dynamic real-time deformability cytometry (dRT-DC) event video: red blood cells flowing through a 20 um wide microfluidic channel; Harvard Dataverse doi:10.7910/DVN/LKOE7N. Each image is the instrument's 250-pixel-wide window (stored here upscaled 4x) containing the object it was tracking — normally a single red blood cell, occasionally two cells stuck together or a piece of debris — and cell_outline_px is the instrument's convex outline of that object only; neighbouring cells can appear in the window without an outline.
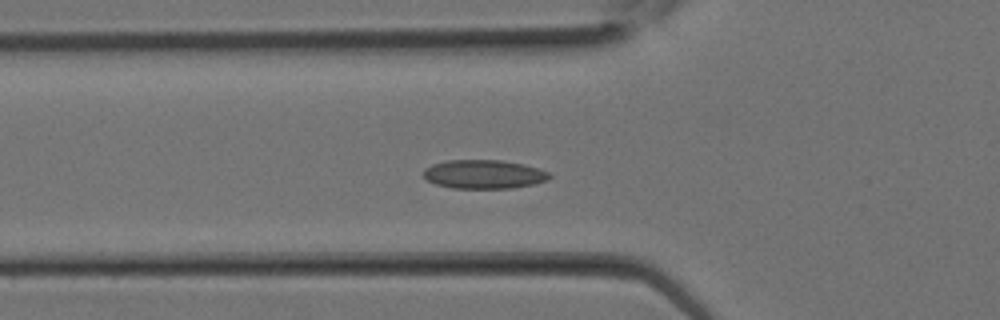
{"species": "Egyptian fruit bat (a non-hibernating species)", "species_latin": "Rousettus aegyptiacus", "temperature_condition": "room temperature", "stored_images_in_passage": 19, "camera_frame_rate_fps": 3000, "um_per_image_px": 0.085, "animal": {"sex": "female"}, "frame": {"image": 1, "passage_image": 10, "time_ms": 3.0, "image_size_px": [1000, 320], "cell_outline_px": [[552, 176], [548, 180], [536, 184], [512, 188], [452, 188], [436, 184], [428, 180], [424, 176], [424, 168], [432, 164], [448, 160], [500, 160], [524, 164], [548, 172]], "centroid_in_image_um": [41.14, 14.81], "position_along_channel_um": 84.7, "area_um2": 21.15}}
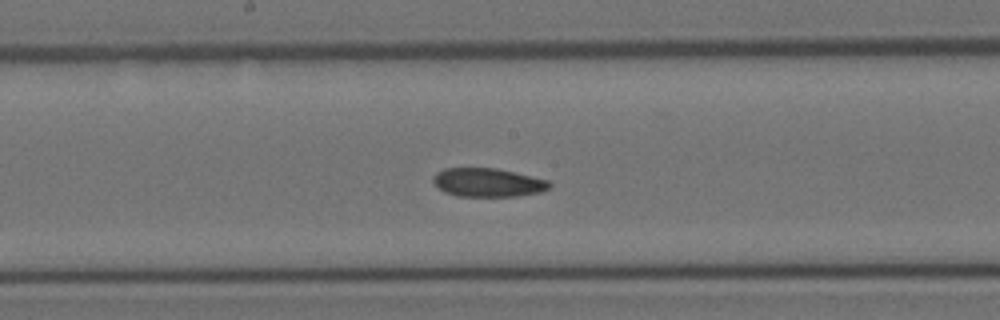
{"frame": {"image": 2, "passage_image": 15, "time_ms": 4.667, "image_size_px": [1000, 320], "cell_outline_px": [[552, 188], [540, 192], [520, 196], [456, 196], [444, 192], [432, 180], [432, 176], [436, 172], [444, 168], [496, 168], [548, 180], [552, 184]], "centroid_in_image_um": [41.47, 15.51], "position_along_channel_um": 206.7, "area_um2": 19.48}}
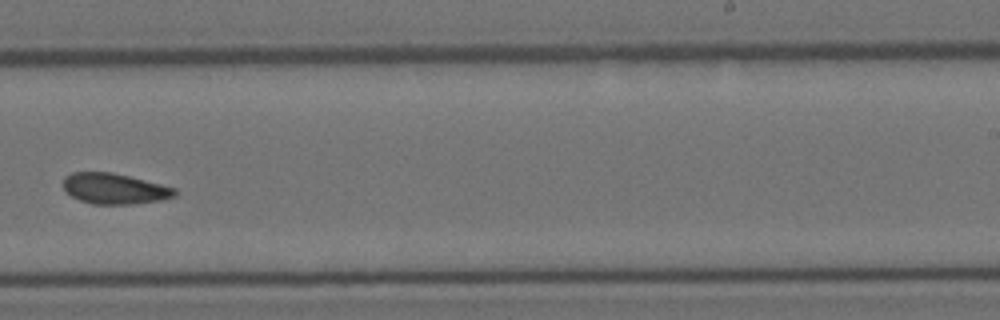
{"frame": {"image": 3, "passage_image": 18, "time_ms": 5.667, "image_size_px": [1000, 320], "cell_outline_px": [[176, 196], [160, 200], [128, 204], [92, 204], [80, 200], [64, 192], [64, 176], [72, 172], [112, 172], [176, 188]], "centroid_in_image_um": [9.7, 16.03], "position_along_channel_um": 279.3, "area_um2": 19.83}}